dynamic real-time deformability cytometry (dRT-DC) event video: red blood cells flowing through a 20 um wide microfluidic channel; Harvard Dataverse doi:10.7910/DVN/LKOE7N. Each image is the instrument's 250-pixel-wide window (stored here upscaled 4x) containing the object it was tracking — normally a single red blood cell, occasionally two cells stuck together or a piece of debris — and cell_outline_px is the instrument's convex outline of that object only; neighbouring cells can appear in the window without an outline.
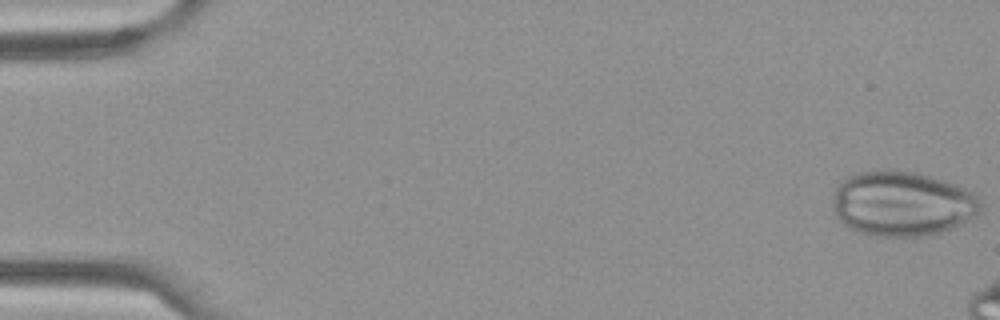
{"species": "Egyptian fruit bat (a non-hibernating species)", "species_latin": "Rousettus aegyptiacus", "temperature_condition": "cold", "stored_images_in_passage": 18, "camera_frame_rate_fps": 3000, "um_per_image_px": 0.085, "frame": {"image": 1, "passage_image": 1, "time_ms": 0.0, "image_size_px": [1000, 320], "cell_outline_px": [[984, 204], [980, 212], [976, 216], [960, 224], [932, 236], [876, 236], [860, 232], [844, 224], [836, 216], [832, 204], [832, 200], [836, 188], [844, 176], [856, 172], [912, 172], [944, 180], [964, 188], [980, 196]], "centroid_in_image_um": [76.72, 17.33], "position_along_channel_um": 8.3, "area_um2": 55.78}}